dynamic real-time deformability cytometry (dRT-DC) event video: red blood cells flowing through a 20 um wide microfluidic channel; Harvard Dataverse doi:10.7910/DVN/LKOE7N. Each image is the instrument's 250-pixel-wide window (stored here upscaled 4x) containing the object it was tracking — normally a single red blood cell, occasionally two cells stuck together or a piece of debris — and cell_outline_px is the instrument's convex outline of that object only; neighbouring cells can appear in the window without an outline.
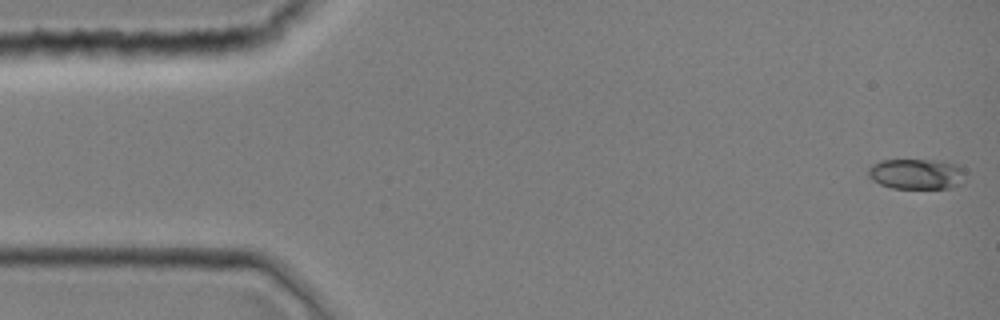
{"species": "common noctule bat (a hibernating species)", "species_latin": "Nyctalus noctula", "temperature_condition": "room temperature", "stored_images_in_passage": 41, "camera_frame_rate_fps": 3000, "um_per_image_px": 0.085, "animal": {"sex": "female", "body_mass_g": 19.0, "forearm_length_mm": 51.5}, "frame": {"image": 1, "passage_image": 1, "time_ms": 0.0, "image_size_px": [1000, 320], "cell_outline_px": [[964, 184], [952, 188], [892, 188], [880, 184], [872, 180], [868, 176], [868, 168], [872, 164], [880, 160], [944, 160], [956, 164], [964, 168]], "centroid_in_image_um": [77.94, 14.78], "position_along_channel_um": 7.1, "area_um2": 17.63}}
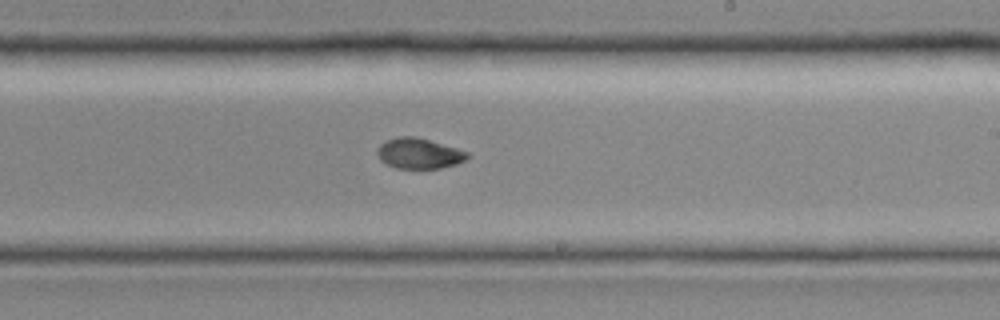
{"frame": {"image": 2, "passage_image": 26, "time_ms": 8.333, "image_size_px": [1000, 320], "cell_outline_px": [[472, 156], [456, 164], [440, 168], [396, 168], [380, 160], [376, 152], [376, 148], [384, 140], [396, 136], [416, 136], [456, 148], [468, 152]], "centroid_in_image_um": [35.58, 13.02], "position_along_channel_um": 253.4, "area_um2": 16.13}}
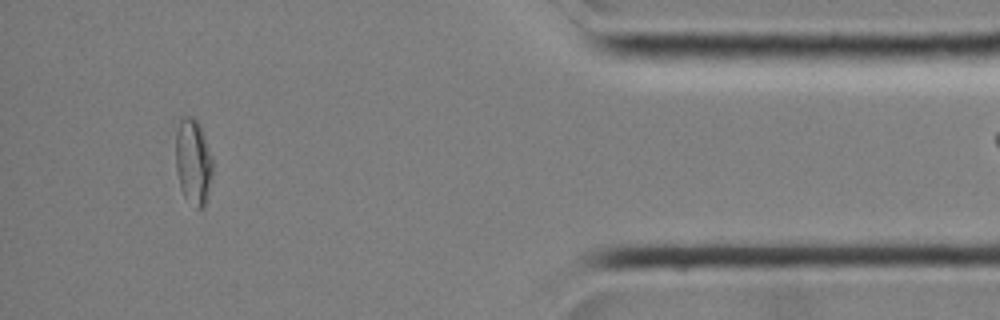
{"frame": {"image": 3, "passage_image": 40, "time_ms": 13.0, "image_size_px": [1000, 320], "cell_outline_px": [[216, 164], [208, 196], [204, 208], [196, 208], [184, 196], [180, 188], [176, 168], [176, 132], [180, 116], [192, 116], [200, 124]], "centroid_in_image_um": [16.47, 13.74], "position_along_channel_um": 418.7, "area_um2": 19.25}}